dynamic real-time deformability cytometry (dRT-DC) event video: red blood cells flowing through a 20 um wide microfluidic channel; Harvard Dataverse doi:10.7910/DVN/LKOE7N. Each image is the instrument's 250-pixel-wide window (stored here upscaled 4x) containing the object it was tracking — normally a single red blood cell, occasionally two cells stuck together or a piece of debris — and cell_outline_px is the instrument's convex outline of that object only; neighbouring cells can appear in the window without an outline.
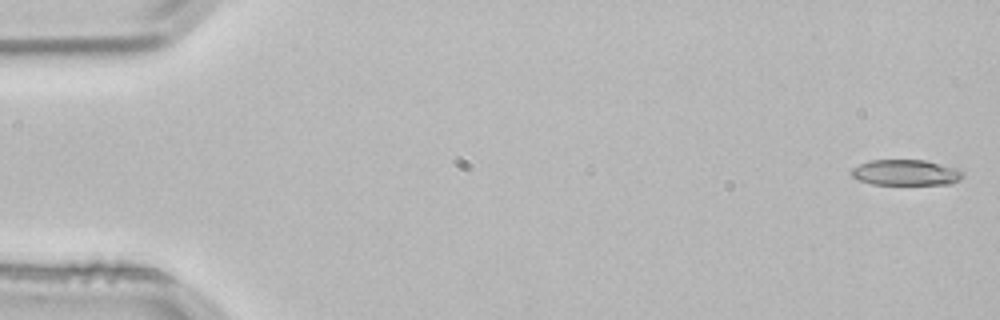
{"species": "common noctule bat (a hibernating species)", "species_latin": "Nyctalus noctula", "temperature_condition": "room temperature", "stored_images_in_passage": 5, "segment_of_instrument_passage": [1, 2], "camera_frame_rate_fps": 3000, "um_per_image_px": 0.085, "animal": {"sex": "male", "body_mass_g": 21.5, "forearm_length_mm": 52.0}, "frame": {"image": 1, "passage_image": 1, "time_ms": 0.0, "image_size_px": [1000, 320], "cell_outline_px": [[964, 176], [952, 184], [872, 184], [860, 180], [852, 176], [852, 168], [868, 160], [924, 160], [956, 168], [964, 172]], "centroid_in_image_um": [77.01, 14.67], "position_along_channel_um": 8.0, "area_um2": 16.59}}
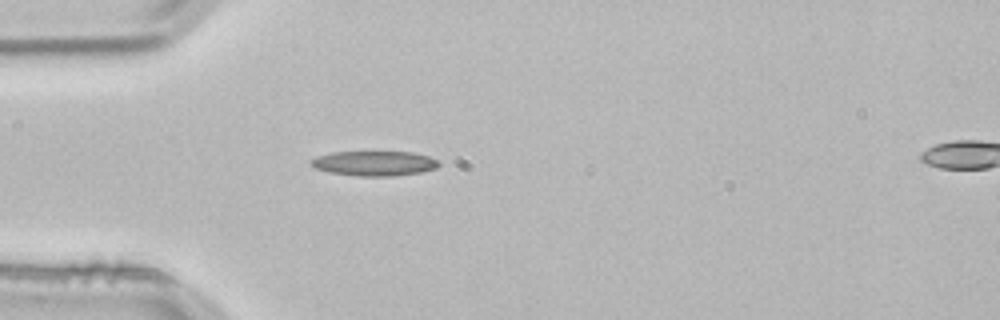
{"frame": {"image": 2, "passage_image": 4, "time_ms": 1.0, "image_size_px": [1000, 320], "cell_outline_px": [[440, 164], [436, 168], [420, 172], [392, 176], [356, 176], [328, 172], [316, 168], [308, 164], [308, 160], [316, 156], [332, 152], [412, 152], [428, 156], [436, 160]], "centroid_in_image_um": [31.75, 13.88], "position_along_channel_um": 53.3, "area_um2": 18.55}}